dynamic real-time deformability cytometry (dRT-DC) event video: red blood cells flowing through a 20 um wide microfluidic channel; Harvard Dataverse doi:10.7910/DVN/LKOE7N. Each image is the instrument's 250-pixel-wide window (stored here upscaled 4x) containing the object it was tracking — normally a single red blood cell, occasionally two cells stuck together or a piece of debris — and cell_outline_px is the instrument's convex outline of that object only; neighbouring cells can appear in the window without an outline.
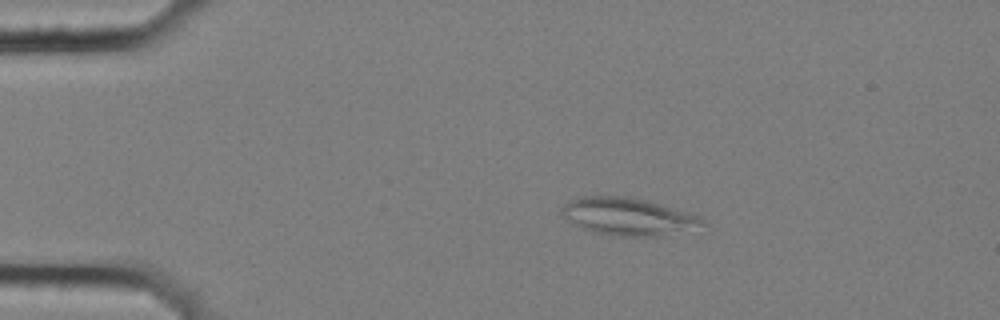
{"species": "common noctule bat (a hibernating species)", "species_latin": "Nyctalus noctula", "temperature_condition": "cold", "stored_images_in_passage": 2, "camera_frame_rate_fps": 3000, "um_per_image_px": 0.085, "animal": {"sex": "female", "body_mass_g": 25.1}, "frame": {"image": 1, "passage_image": 1, "time_ms": 0.0, "image_size_px": [1000, 320], "cell_outline_px": [[708, 224], [660, 236], [612, 236], [592, 232], [576, 224], [564, 216], [560, 212], [560, 208], [568, 200], [580, 196], [628, 196], [644, 200], [684, 212], [696, 216], [704, 220]], "centroid_in_image_um": [53.3, 18.4], "position_along_channel_um": 31.7, "area_um2": 30.11}}